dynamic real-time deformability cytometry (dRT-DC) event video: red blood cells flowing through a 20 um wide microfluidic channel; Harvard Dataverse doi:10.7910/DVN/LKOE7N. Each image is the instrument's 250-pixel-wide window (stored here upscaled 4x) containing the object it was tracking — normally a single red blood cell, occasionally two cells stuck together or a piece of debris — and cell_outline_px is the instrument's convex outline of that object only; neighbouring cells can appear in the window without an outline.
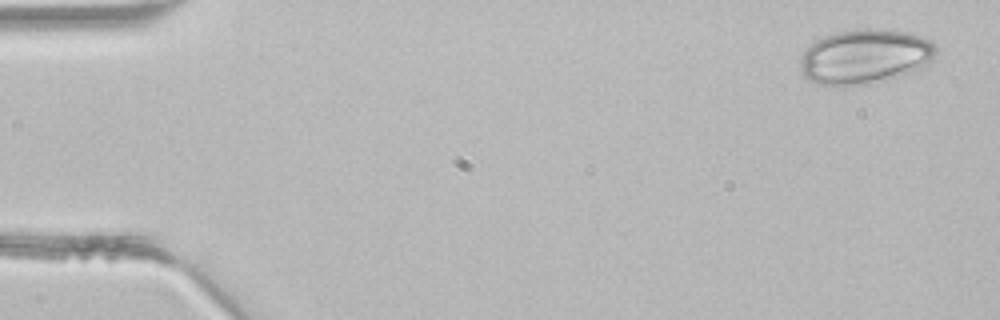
{"species": "common noctule bat (a hibernating species)", "species_latin": "Nyctalus noctula", "temperature_condition": "room temperature", "stored_images_in_passage": 4, "camera_frame_rate_fps": 3000, "um_per_image_px": 0.085, "animal": {"sex": "male", "body_mass_g": 21.5, "forearm_length_mm": 52.0}, "frame": {"image": 1, "passage_image": 1, "time_ms": 0.0, "image_size_px": [1000, 320], "cell_outline_px": [[936, 52], [932, 60], [928, 64], [912, 72], [864, 84], [836, 88], [820, 84], [808, 80], [804, 76], [800, 68], [800, 60], [804, 52], [816, 40], [824, 36], [856, 28], [888, 28], [908, 32], [932, 40], [936, 44]], "centroid_in_image_um": [73.53, 4.8], "position_along_channel_um": 11.5, "area_um2": 43.64}}